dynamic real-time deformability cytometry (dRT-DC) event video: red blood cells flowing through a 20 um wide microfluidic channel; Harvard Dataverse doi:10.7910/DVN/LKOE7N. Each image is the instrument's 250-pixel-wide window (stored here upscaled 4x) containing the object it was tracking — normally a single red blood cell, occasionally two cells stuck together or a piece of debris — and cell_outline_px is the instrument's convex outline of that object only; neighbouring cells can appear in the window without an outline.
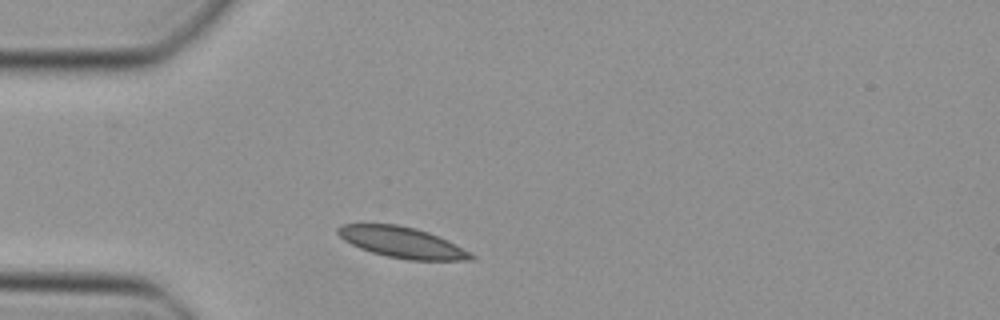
{"species": "Egyptian fruit bat (a non-hibernating species)", "species_latin": "Rousettus aegyptiacus", "temperature_condition": "cold", "stored_images_in_passage": 36, "camera_frame_rate_fps": 3000, "um_per_image_px": 0.085, "animal": {"sex": "female"}, "frame": {"image": 1, "passage_image": 1, "time_ms": 0.0, "image_size_px": [1000, 320], "cell_outline_px": [[476, 260], [408, 260], [388, 256], [372, 252], [360, 248], [344, 240], [336, 232], [336, 228], [344, 224], [396, 224], [416, 228], [428, 232], [476, 256]], "centroid_in_image_um": [34.13, 20.6], "position_along_channel_um": 50.9, "area_um2": 23.47}}
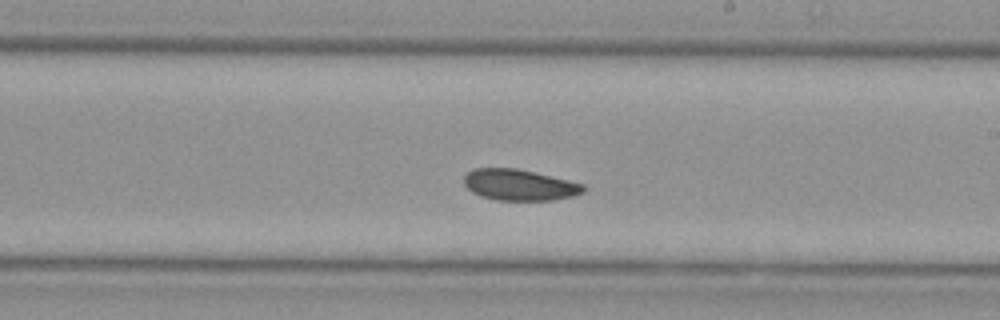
{"frame": {"image": 2, "passage_image": 16, "time_ms": 5.0, "image_size_px": [1000, 320], "cell_outline_px": [[588, 188], [584, 192], [572, 196], [552, 200], [496, 200], [480, 196], [472, 192], [464, 184], [464, 176], [472, 168], [516, 168], [568, 180], [584, 184]], "centroid_in_image_um": [44.15, 15.72], "position_along_channel_um": 244.9, "area_um2": 21.68}}
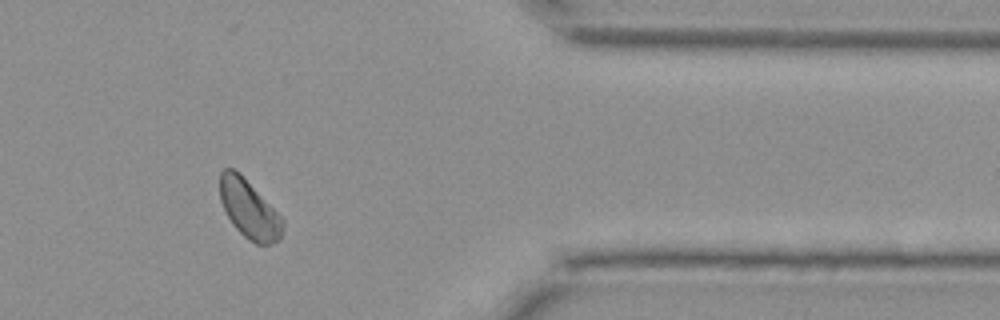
{"frame": {"image": 3, "passage_image": 28, "time_ms": 9.0, "image_size_px": [1000, 320], "cell_outline_px": [[284, 220], [280, 240], [272, 244], [256, 244], [248, 240], [232, 224], [220, 200], [220, 172], [224, 168], [232, 168]], "centroid_in_image_um": [21.16, 17.85], "position_along_channel_um": 390.2, "area_um2": 20.52}}